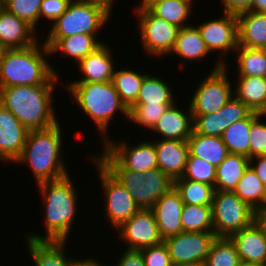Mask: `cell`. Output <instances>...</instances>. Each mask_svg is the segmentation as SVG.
<instances>
[{
	"mask_svg": "<svg viewBox=\"0 0 266 266\" xmlns=\"http://www.w3.org/2000/svg\"><path fill=\"white\" fill-rule=\"evenodd\" d=\"M28 130L0 103V160L14 162L21 155Z\"/></svg>",
	"mask_w": 266,
	"mask_h": 266,
	"instance_id": "e0dca14e",
	"label": "cell"
},
{
	"mask_svg": "<svg viewBox=\"0 0 266 266\" xmlns=\"http://www.w3.org/2000/svg\"><path fill=\"white\" fill-rule=\"evenodd\" d=\"M145 266H173L164 242L140 250Z\"/></svg>",
	"mask_w": 266,
	"mask_h": 266,
	"instance_id": "ee69618b",
	"label": "cell"
},
{
	"mask_svg": "<svg viewBox=\"0 0 266 266\" xmlns=\"http://www.w3.org/2000/svg\"><path fill=\"white\" fill-rule=\"evenodd\" d=\"M172 53L187 60H199L207 57L210 51L196 26L190 25L179 29Z\"/></svg>",
	"mask_w": 266,
	"mask_h": 266,
	"instance_id": "4dcf8cb0",
	"label": "cell"
},
{
	"mask_svg": "<svg viewBox=\"0 0 266 266\" xmlns=\"http://www.w3.org/2000/svg\"><path fill=\"white\" fill-rule=\"evenodd\" d=\"M109 48L106 43H103L82 59L78 65L83 76L71 83L111 82L116 67Z\"/></svg>",
	"mask_w": 266,
	"mask_h": 266,
	"instance_id": "44dd1931",
	"label": "cell"
},
{
	"mask_svg": "<svg viewBox=\"0 0 266 266\" xmlns=\"http://www.w3.org/2000/svg\"><path fill=\"white\" fill-rule=\"evenodd\" d=\"M251 11L266 14V0H254L251 6Z\"/></svg>",
	"mask_w": 266,
	"mask_h": 266,
	"instance_id": "681fc988",
	"label": "cell"
},
{
	"mask_svg": "<svg viewBox=\"0 0 266 266\" xmlns=\"http://www.w3.org/2000/svg\"><path fill=\"white\" fill-rule=\"evenodd\" d=\"M147 75L148 73H137L131 69L114 70L111 82L128 109L136 102L141 85Z\"/></svg>",
	"mask_w": 266,
	"mask_h": 266,
	"instance_id": "d6a6232c",
	"label": "cell"
},
{
	"mask_svg": "<svg viewBox=\"0 0 266 266\" xmlns=\"http://www.w3.org/2000/svg\"><path fill=\"white\" fill-rule=\"evenodd\" d=\"M255 211H266V187H265V193H264V197L261 202V205Z\"/></svg>",
	"mask_w": 266,
	"mask_h": 266,
	"instance_id": "11a10c76",
	"label": "cell"
},
{
	"mask_svg": "<svg viewBox=\"0 0 266 266\" xmlns=\"http://www.w3.org/2000/svg\"><path fill=\"white\" fill-rule=\"evenodd\" d=\"M4 9V0H0V12Z\"/></svg>",
	"mask_w": 266,
	"mask_h": 266,
	"instance_id": "680465c9",
	"label": "cell"
},
{
	"mask_svg": "<svg viewBox=\"0 0 266 266\" xmlns=\"http://www.w3.org/2000/svg\"><path fill=\"white\" fill-rule=\"evenodd\" d=\"M72 0H43L40 5V18L45 17L49 20H56L68 8Z\"/></svg>",
	"mask_w": 266,
	"mask_h": 266,
	"instance_id": "f6af8a7d",
	"label": "cell"
},
{
	"mask_svg": "<svg viewBox=\"0 0 266 266\" xmlns=\"http://www.w3.org/2000/svg\"><path fill=\"white\" fill-rule=\"evenodd\" d=\"M67 88L79 108L97 126L103 144L110 138L106 132L109 129V125H111V120L115 116L116 111H120L129 119V109L121 101L112 82H69Z\"/></svg>",
	"mask_w": 266,
	"mask_h": 266,
	"instance_id": "8992f818",
	"label": "cell"
},
{
	"mask_svg": "<svg viewBox=\"0 0 266 266\" xmlns=\"http://www.w3.org/2000/svg\"><path fill=\"white\" fill-rule=\"evenodd\" d=\"M174 188L184 205L212 206L215 189L209 184L181 177L174 180Z\"/></svg>",
	"mask_w": 266,
	"mask_h": 266,
	"instance_id": "e575fe53",
	"label": "cell"
},
{
	"mask_svg": "<svg viewBox=\"0 0 266 266\" xmlns=\"http://www.w3.org/2000/svg\"><path fill=\"white\" fill-rule=\"evenodd\" d=\"M22 49H9L0 62V89L11 86L56 85L59 74L45 56L50 49L42 42Z\"/></svg>",
	"mask_w": 266,
	"mask_h": 266,
	"instance_id": "3957f363",
	"label": "cell"
},
{
	"mask_svg": "<svg viewBox=\"0 0 266 266\" xmlns=\"http://www.w3.org/2000/svg\"><path fill=\"white\" fill-rule=\"evenodd\" d=\"M94 1L95 3L105 7L110 13L112 12V6L114 3V0H91Z\"/></svg>",
	"mask_w": 266,
	"mask_h": 266,
	"instance_id": "f5cc1de1",
	"label": "cell"
},
{
	"mask_svg": "<svg viewBox=\"0 0 266 266\" xmlns=\"http://www.w3.org/2000/svg\"><path fill=\"white\" fill-rule=\"evenodd\" d=\"M45 203V235L35 233L26 237L35 241H68L73 220L76 218L77 191L70 175L37 184Z\"/></svg>",
	"mask_w": 266,
	"mask_h": 266,
	"instance_id": "7a4b0ae2",
	"label": "cell"
},
{
	"mask_svg": "<svg viewBox=\"0 0 266 266\" xmlns=\"http://www.w3.org/2000/svg\"><path fill=\"white\" fill-rule=\"evenodd\" d=\"M181 224L183 232H214L212 206L184 205Z\"/></svg>",
	"mask_w": 266,
	"mask_h": 266,
	"instance_id": "d590c367",
	"label": "cell"
},
{
	"mask_svg": "<svg viewBox=\"0 0 266 266\" xmlns=\"http://www.w3.org/2000/svg\"><path fill=\"white\" fill-rule=\"evenodd\" d=\"M225 65L226 61L221 57L205 80L196 87L192 100L189 101L192 115L215 113L234 96Z\"/></svg>",
	"mask_w": 266,
	"mask_h": 266,
	"instance_id": "9c48e42d",
	"label": "cell"
},
{
	"mask_svg": "<svg viewBox=\"0 0 266 266\" xmlns=\"http://www.w3.org/2000/svg\"><path fill=\"white\" fill-rule=\"evenodd\" d=\"M171 105L151 129L167 140L187 141L193 131V117L190 110L183 112L178 106Z\"/></svg>",
	"mask_w": 266,
	"mask_h": 266,
	"instance_id": "603a6c76",
	"label": "cell"
},
{
	"mask_svg": "<svg viewBox=\"0 0 266 266\" xmlns=\"http://www.w3.org/2000/svg\"><path fill=\"white\" fill-rule=\"evenodd\" d=\"M75 266H105L102 265L99 261H96L95 259L86 258V259H77Z\"/></svg>",
	"mask_w": 266,
	"mask_h": 266,
	"instance_id": "f907efd6",
	"label": "cell"
},
{
	"mask_svg": "<svg viewBox=\"0 0 266 266\" xmlns=\"http://www.w3.org/2000/svg\"><path fill=\"white\" fill-rule=\"evenodd\" d=\"M183 206L179 193L175 188H172L156 201L151 208L163 240L183 232L181 224Z\"/></svg>",
	"mask_w": 266,
	"mask_h": 266,
	"instance_id": "d6986e66",
	"label": "cell"
},
{
	"mask_svg": "<svg viewBox=\"0 0 266 266\" xmlns=\"http://www.w3.org/2000/svg\"><path fill=\"white\" fill-rule=\"evenodd\" d=\"M251 112L241 100L233 96L224 107L215 113L192 115L193 131L205 136L221 137L231 124L245 119Z\"/></svg>",
	"mask_w": 266,
	"mask_h": 266,
	"instance_id": "2e32d148",
	"label": "cell"
},
{
	"mask_svg": "<svg viewBox=\"0 0 266 266\" xmlns=\"http://www.w3.org/2000/svg\"><path fill=\"white\" fill-rule=\"evenodd\" d=\"M107 139L104 148L125 168L135 172H144L158 168L154 141L139 142L129 146L126 141L119 144Z\"/></svg>",
	"mask_w": 266,
	"mask_h": 266,
	"instance_id": "9a60e30c",
	"label": "cell"
},
{
	"mask_svg": "<svg viewBox=\"0 0 266 266\" xmlns=\"http://www.w3.org/2000/svg\"><path fill=\"white\" fill-rule=\"evenodd\" d=\"M256 220L264 228L266 232V211H255Z\"/></svg>",
	"mask_w": 266,
	"mask_h": 266,
	"instance_id": "816d5d0a",
	"label": "cell"
},
{
	"mask_svg": "<svg viewBox=\"0 0 266 266\" xmlns=\"http://www.w3.org/2000/svg\"><path fill=\"white\" fill-rule=\"evenodd\" d=\"M193 0L142 1L138 6L146 7L153 15L179 28L187 27ZM187 23V25H186Z\"/></svg>",
	"mask_w": 266,
	"mask_h": 266,
	"instance_id": "83f0119b",
	"label": "cell"
},
{
	"mask_svg": "<svg viewBox=\"0 0 266 266\" xmlns=\"http://www.w3.org/2000/svg\"><path fill=\"white\" fill-rule=\"evenodd\" d=\"M178 266H205V264L198 263V264H191V265H178Z\"/></svg>",
	"mask_w": 266,
	"mask_h": 266,
	"instance_id": "6f0895ef",
	"label": "cell"
},
{
	"mask_svg": "<svg viewBox=\"0 0 266 266\" xmlns=\"http://www.w3.org/2000/svg\"><path fill=\"white\" fill-rule=\"evenodd\" d=\"M239 266H262L259 264H254V263H247V262H241Z\"/></svg>",
	"mask_w": 266,
	"mask_h": 266,
	"instance_id": "9f6ffc18",
	"label": "cell"
},
{
	"mask_svg": "<svg viewBox=\"0 0 266 266\" xmlns=\"http://www.w3.org/2000/svg\"><path fill=\"white\" fill-rule=\"evenodd\" d=\"M142 1H159V0H142Z\"/></svg>",
	"mask_w": 266,
	"mask_h": 266,
	"instance_id": "91938a15",
	"label": "cell"
},
{
	"mask_svg": "<svg viewBox=\"0 0 266 266\" xmlns=\"http://www.w3.org/2000/svg\"><path fill=\"white\" fill-rule=\"evenodd\" d=\"M250 159L241 154L229 153L225 160L216 167L215 191H234Z\"/></svg>",
	"mask_w": 266,
	"mask_h": 266,
	"instance_id": "f1b7e54d",
	"label": "cell"
},
{
	"mask_svg": "<svg viewBox=\"0 0 266 266\" xmlns=\"http://www.w3.org/2000/svg\"><path fill=\"white\" fill-rule=\"evenodd\" d=\"M8 50L9 48L0 41V62L3 60Z\"/></svg>",
	"mask_w": 266,
	"mask_h": 266,
	"instance_id": "db71d44e",
	"label": "cell"
},
{
	"mask_svg": "<svg viewBox=\"0 0 266 266\" xmlns=\"http://www.w3.org/2000/svg\"><path fill=\"white\" fill-rule=\"evenodd\" d=\"M266 114H260L250 127V158L266 155V123L261 121V117Z\"/></svg>",
	"mask_w": 266,
	"mask_h": 266,
	"instance_id": "7bdbcfd3",
	"label": "cell"
},
{
	"mask_svg": "<svg viewBox=\"0 0 266 266\" xmlns=\"http://www.w3.org/2000/svg\"><path fill=\"white\" fill-rule=\"evenodd\" d=\"M217 236L214 232H181L163 240L173 266L204 264Z\"/></svg>",
	"mask_w": 266,
	"mask_h": 266,
	"instance_id": "7c38bea8",
	"label": "cell"
},
{
	"mask_svg": "<svg viewBox=\"0 0 266 266\" xmlns=\"http://www.w3.org/2000/svg\"><path fill=\"white\" fill-rule=\"evenodd\" d=\"M238 46L250 49L266 47V14L247 11L237 15Z\"/></svg>",
	"mask_w": 266,
	"mask_h": 266,
	"instance_id": "cb8c5ba5",
	"label": "cell"
},
{
	"mask_svg": "<svg viewBox=\"0 0 266 266\" xmlns=\"http://www.w3.org/2000/svg\"><path fill=\"white\" fill-rule=\"evenodd\" d=\"M91 159L96 164L95 167L99 172L98 178L104 191L105 216L110 221L109 223L117 229L135 215L140 208L126 188L94 157Z\"/></svg>",
	"mask_w": 266,
	"mask_h": 266,
	"instance_id": "8fae6325",
	"label": "cell"
},
{
	"mask_svg": "<svg viewBox=\"0 0 266 266\" xmlns=\"http://www.w3.org/2000/svg\"><path fill=\"white\" fill-rule=\"evenodd\" d=\"M26 241L35 266H75L77 258L66 257V241Z\"/></svg>",
	"mask_w": 266,
	"mask_h": 266,
	"instance_id": "d4e9b609",
	"label": "cell"
},
{
	"mask_svg": "<svg viewBox=\"0 0 266 266\" xmlns=\"http://www.w3.org/2000/svg\"><path fill=\"white\" fill-rule=\"evenodd\" d=\"M114 266H145L142 253L139 250H127Z\"/></svg>",
	"mask_w": 266,
	"mask_h": 266,
	"instance_id": "7dc6e473",
	"label": "cell"
},
{
	"mask_svg": "<svg viewBox=\"0 0 266 266\" xmlns=\"http://www.w3.org/2000/svg\"><path fill=\"white\" fill-rule=\"evenodd\" d=\"M256 160L257 162H255ZM249 166L256 173L259 180L266 186V155H259L250 158Z\"/></svg>",
	"mask_w": 266,
	"mask_h": 266,
	"instance_id": "c3c4849f",
	"label": "cell"
},
{
	"mask_svg": "<svg viewBox=\"0 0 266 266\" xmlns=\"http://www.w3.org/2000/svg\"><path fill=\"white\" fill-rule=\"evenodd\" d=\"M128 244L127 250H141L163 242L151 209H140L116 229Z\"/></svg>",
	"mask_w": 266,
	"mask_h": 266,
	"instance_id": "4fadbf2b",
	"label": "cell"
},
{
	"mask_svg": "<svg viewBox=\"0 0 266 266\" xmlns=\"http://www.w3.org/2000/svg\"><path fill=\"white\" fill-rule=\"evenodd\" d=\"M134 13L139 20L141 42L148 55H170L174 49L179 27L153 15L146 7L137 6ZM163 55V56H162Z\"/></svg>",
	"mask_w": 266,
	"mask_h": 266,
	"instance_id": "30bf717a",
	"label": "cell"
},
{
	"mask_svg": "<svg viewBox=\"0 0 266 266\" xmlns=\"http://www.w3.org/2000/svg\"><path fill=\"white\" fill-rule=\"evenodd\" d=\"M254 0H222L224 3L223 12L233 15H239L243 12L251 11Z\"/></svg>",
	"mask_w": 266,
	"mask_h": 266,
	"instance_id": "bcb514c9",
	"label": "cell"
},
{
	"mask_svg": "<svg viewBox=\"0 0 266 266\" xmlns=\"http://www.w3.org/2000/svg\"><path fill=\"white\" fill-rule=\"evenodd\" d=\"M56 85L11 86L0 89L4 105L28 131L44 130L59 121L52 95Z\"/></svg>",
	"mask_w": 266,
	"mask_h": 266,
	"instance_id": "6da1fadb",
	"label": "cell"
},
{
	"mask_svg": "<svg viewBox=\"0 0 266 266\" xmlns=\"http://www.w3.org/2000/svg\"><path fill=\"white\" fill-rule=\"evenodd\" d=\"M59 122L44 130L28 131L21 155L15 160L30 167L36 183L59 180L69 173L62 159Z\"/></svg>",
	"mask_w": 266,
	"mask_h": 266,
	"instance_id": "277c9868",
	"label": "cell"
},
{
	"mask_svg": "<svg viewBox=\"0 0 266 266\" xmlns=\"http://www.w3.org/2000/svg\"><path fill=\"white\" fill-rule=\"evenodd\" d=\"M241 263L235 244L227 237H217L211 246L205 266H239Z\"/></svg>",
	"mask_w": 266,
	"mask_h": 266,
	"instance_id": "f35d334b",
	"label": "cell"
},
{
	"mask_svg": "<svg viewBox=\"0 0 266 266\" xmlns=\"http://www.w3.org/2000/svg\"><path fill=\"white\" fill-rule=\"evenodd\" d=\"M239 82L233 89L234 96L251 111L266 114V78L238 76Z\"/></svg>",
	"mask_w": 266,
	"mask_h": 266,
	"instance_id": "484cf974",
	"label": "cell"
},
{
	"mask_svg": "<svg viewBox=\"0 0 266 266\" xmlns=\"http://www.w3.org/2000/svg\"><path fill=\"white\" fill-rule=\"evenodd\" d=\"M229 238L235 244L241 262L266 266V232L257 220Z\"/></svg>",
	"mask_w": 266,
	"mask_h": 266,
	"instance_id": "ac0fdd59",
	"label": "cell"
},
{
	"mask_svg": "<svg viewBox=\"0 0 266 266\" xmlns=\"http://www.w3.org/2000/svg\"><path fill=\"white\" fill-rule=\"evenodd\" d=\"M189 153L211 163L214 167L220 165L229 151L221 137L205 136L192 131L187 140Z\"/></svg>",
	"mask_w": 266,
	"mask_h": 266,
	"instance_id": "4316f807",
	"label": "cell"
},
{
	"mask_svg": "<svg viewBox=\"0 0 266 266\" xmlns=\"http://www.w3.org/2000/svg\"><path fill=\"white\" fill-rule=\"evenodd\" d=\"M35 29L5 8L0 12V41L9 49H22L39 42Z\"/></svg>",
	"mask_w": 266,
	"mask_h": 266,
	"instance_id": "7402d4cb",
	"label": "cell"
},
{
	"mask_svg": "<svg viewBox=\"0 0 266 266\" xmlns=\"http://www.w3.org/2000/svg\"><path fill=\"white\" fill-rule=\"evenodd\" d=\"M95 159L120 182L140 209H151L156 201L174 188V180L159 168L144 172L125 169L105 148Z\"/></svg>",
	"mask_w": 266,
	"mask_h": 266,
	"instance_id": "5b68a950",
	"label": "cell"
},
{
	"mask_svg": "<svg viewBox=\"0 0 266 266\" xmlns=\"http://www.w3.org/2000/svg\"><path fill=\"white\" fill-rule=\"evenodd\" d=\"M173 104H133L129 108L132 122L152 129L165 111Z\"/></svg>",
	"mask_w": 266,
	"mask_h": 266,
	"instance_id": "ab89813d",
	"label": "cell"
},
{
	"mask_svg": "<svg viewBox=\"0 0 266 266\" xmlns=\"http://www.w3.org/2000/svg\"><path fill=\"white\" fill-rule=\"evenodd\" d=\"M213 228L217 237L229 238L256 220L255 210L233 191H215L212 201Z\"/></svg>",
	"mask_w": 266,
	"mask_h": 266,
	"instance_id": "ba28073f",
	"label": "cell"
},
{
	"mask_svg": "<svg viewBox=\"0 0 266 266\" xmlns=\"http://www.w3.org/2000/svg\"><path fill=\"white\" fill-rule=\"evenodd\" d=\"M265 187L253 169L248 166L233 192L253 210H256L263 200Z\"/></svg>",
	"mask_w": 266,
	"mask_h": 266,
	"instance_id": "74e56055",
	"label": "cell"
},
{
	"mask_svg": "<svg viewBox=\"0 0 266 266\" xmlns=\"http://www.w3.org/2000/svg\"><path fill=\"white\" fill-rule=\"evenodd\" d=\"M111 13L91 0H72L67 10L51 26L44 44L51 49L61 38L76 34L97 35L109 22Z\"/></svg>",
	"mask_w": 266,
	"mask_h": 266,
	"instance_id": "52a82bcc",
	"label": "cell"
},
{
	"mask_svg": "<svg viewBox=\"0 0 266 266\" xmlns=\"http://www.w3.org/2000/svg\"><path fill=\"white\" fill-rule=\"evenodd\" d=\"M181 177L188 180L203 182L215 187L216 167L189 153L187 164Z\"/></svg>",
	"mask_w": 266,
	"mask_h": 266,
	"instance_id": "60d3db41",
	"label": "cell"
},
{
	"mask_svg": "<svg viewBox=\"0 0 266 266\" xmlns=\"http://www.w3.org/2000/svg\"><path fill=\"white\" fill-rule=\"evenodd\" d=\"M171 86L157 76L148 74L141 85L134 104H174Z\"/></svg>",
	"mask_w": 266,
	"mask_h": 266,
	"instance_id": "836d02e7",
	"label": "cell"
},
{
	"mask_svg": "<svg viewBox=\"0 0 266 266\" xmlns=\"http://www.w3.org/2000/svg\"><path fill=\"white\" fill-rule=\"evenodd\" d=\"M43 0H4V8L27 22L36 30L40 19V5Z\"/></svg>",
	"mask_w": 266,
	"mask_h": 266,
	"instance_id": "b9f144b4",
	"label": "cell"
},
{
	"mask_svg": "<svg viewBox=\"0 0 266 266\" xmlns=\"http://www.w3.org/2000/svg\"><path fill=\"white\" fill-rule=\"evenodd\" d=\"M154 145L158 168L172 180L181 178L189 155L188 142L161 138L154 140Z\"/></svg>",
	"mask_w": 266,
	"mask_h": 266,
	"instance_id": "ffe728a7",
	"label": "cell"
},
{
	"mask_svg": "<svg viewBox=\"0 0 266 266\" xmlns=\"http://www.w3.org/2000/svg\"><path fill=\"white\" fill-rule=\"evenodd\" d=\"M93 34H76L74 36L61 38L51 49L50 53L56 54L60 52V55L65 57H72L77 64L84 59L88 54L95 51L103 44V41H98Z\"/></svg>",
	"mask_w": 266,
	"mask_h": 266,
	"instance_id": "1f68e13d",
	"label": "cell"
},
{
	"mask_svg": "<svg viewBox=\"0 0 266 266\" xmlns=\"http://www.w3.org/2000/svg\"><path fill=\"white\" fill-rule=\"evenodd\" d=\"M237 54L238 71L237 76H255L266 78V52L264 49H250L238 46Z\"/></svg>",
	"mask_w": 266,
	"mask_h": 266,
	"instance_id": "8d00e7d4",
	"label": "cell"
},
{
	"mask_svg": "<svg viewBox=\"0 0 266 266\" xmlns=\"http://www.w3.org/2000/svg\"><path fill=\"white\" fill-rule=\"evenodd\" d=\"M260 114L252 111L245 119L231 124L222 133L221 139L229 153L245 155L250 159V127Z\"/></svg>",
	"mask_w": 266,
	"mask_h": 266,
	"instance_id": "f546056e",
	"label": "cell"
},
{
	"mask_svg": "<svg viewBox=\"0 0 266 266\" xmlns=\"http://www.w3.org/2000/svg\"><path fill=\"white\" fill-rule=\"evenodd\" d=\"M196 27L210 53L219 51L224 57L238 48L237 15L224 13V17L208 20Z\"/></svg>",
	"mask_w": 266,
	"mask_h": 266,
	"instance_id": "5bb4252c",
	"label": "cell"
}]
</instances>
